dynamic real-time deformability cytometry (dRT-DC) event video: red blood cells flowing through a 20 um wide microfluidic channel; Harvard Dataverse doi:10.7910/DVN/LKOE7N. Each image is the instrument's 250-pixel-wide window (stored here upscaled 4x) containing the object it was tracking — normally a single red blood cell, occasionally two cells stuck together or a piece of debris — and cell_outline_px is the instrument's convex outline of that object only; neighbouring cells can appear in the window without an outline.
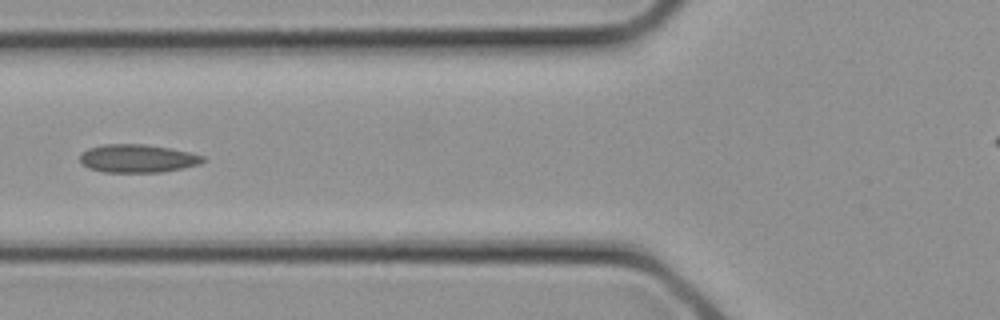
{"species": "common noctule bat (a hibernating species)", "species_latin": "Nyctalus noctula", "temperature_condition": "cold", "stored_images_in_passage": 11, "camera_frame_rate_fps": 3000, "um_per_image_px": 0.085, "animal": {"sex": "female", "body_mass_g": 21.9}, "frame": {"image": 1, "passage_image": 10, "time_ms": 3.0, "image_size_px": [1000, 320], "cell_outline_px": [[204, 160], [200, 164], [184, 168], [160, 172], [104, 172], [88, 168], [80, 160], [80, 152], [88, 148], [104, 144], [144, 144], [168, 148], [188, 152], [204, 156]], "centroid_in_image_um": [11.66, 13.47], "position_along_channel_um": 114.1, "area_um2": 20.11}}